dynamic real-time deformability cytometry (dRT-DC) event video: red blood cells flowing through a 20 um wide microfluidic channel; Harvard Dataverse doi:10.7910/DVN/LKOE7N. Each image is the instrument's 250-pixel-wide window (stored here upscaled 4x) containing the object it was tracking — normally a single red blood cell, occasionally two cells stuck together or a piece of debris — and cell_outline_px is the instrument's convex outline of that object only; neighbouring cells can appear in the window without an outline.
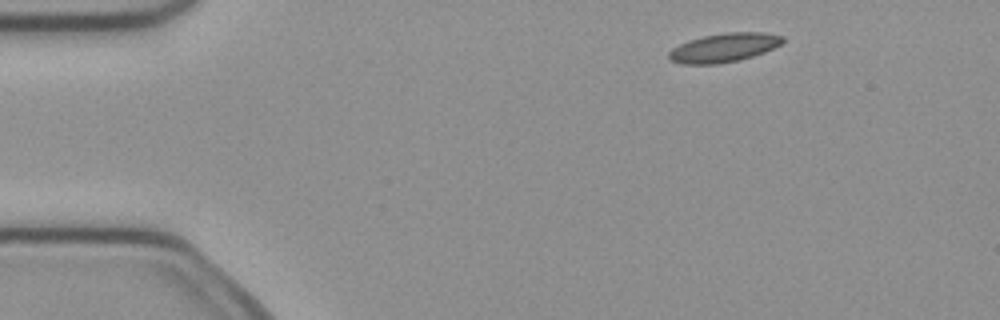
{"species": "common noctule bat (a hibernating species)", "species_latin": "Nyctalus noctula", "temperature_condition": "cold", "stored_images_in_passage": 3, "camera_frame_rate_fps": 3000, "um_per_image_px": 0.085, "animal": {"sex": "female", "body_mass_g": 21.9}, "frame": {"image": 1, "passage_image": 1, "time_ms": 0.0, "image_size_px": [1000, 320], "cell_outline_px": [[784, 40], [780, 44], [764, 52], [740, 60], [716, 64], [684, 64], [668, 60], [668, 52], [672, 48], [688, 40], [704, 36], [728, 32], [764, 32], [784, 36]], "centroid_in_image_um": [61.51, 4.05], "position_along_channel_um": 23.5, "area_um2": 19.13}}